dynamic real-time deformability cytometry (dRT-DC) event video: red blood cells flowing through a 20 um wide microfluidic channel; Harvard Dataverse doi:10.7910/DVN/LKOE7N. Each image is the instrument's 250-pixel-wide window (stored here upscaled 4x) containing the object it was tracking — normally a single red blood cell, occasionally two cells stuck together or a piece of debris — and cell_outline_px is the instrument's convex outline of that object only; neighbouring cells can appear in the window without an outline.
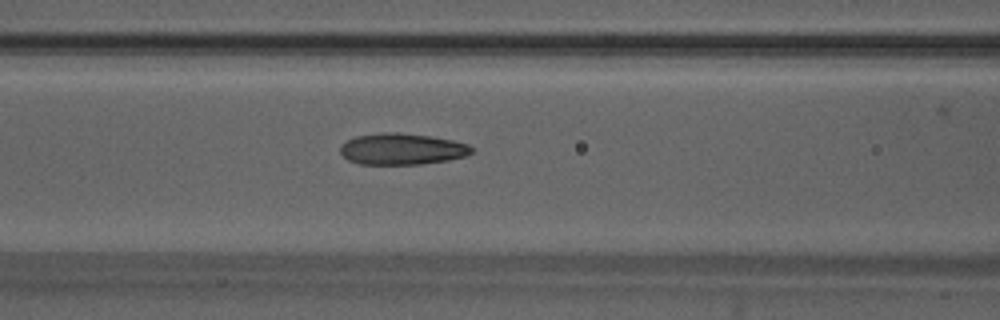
{"species": "Egyptian fruit bat (a non-hibernating species)", "species_latin": "Rousettus aegyptiacus", "temperature_condition": "warm", "stored_images_in_passage": 54, "camera_frame_rate_fps": 3000, "um_per_image_px": 0.085, "animal": {"sex": "male"}, "frame": {"image": 1, "passage_image": 22, "time_ms": 7.0, "image_size_px": [1000, 320], "cell_outline_px": [[476, 148], [472, 152], [464, 156], [448, 160], [420, 164], [360, 164], [348, 160], [340, 152], [340, 144], [356, 136], [384, 132], [396, 132], [432, 136], [452, 140], [468, 144]], "centroid_in_image_um": [34.17, 12.66], "position_along_channel_um": 132.4, "area_um2": 24.04}}
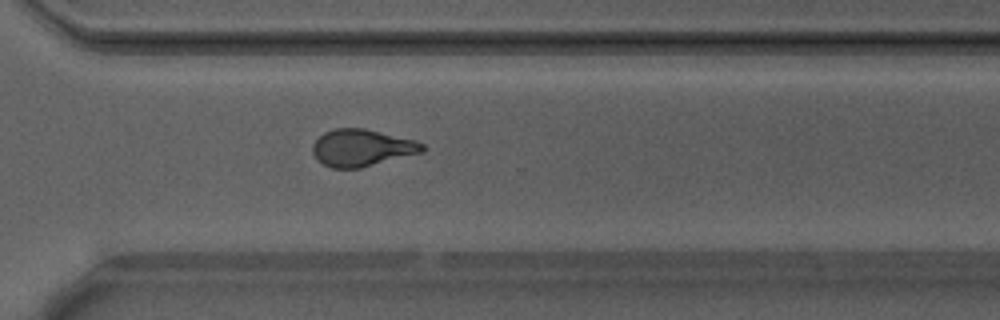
{"frame": {"image": 2, "passage_image": 38, "time_ms": 12.333, "image_size_px": [1000, 320], "cell_outline_px": [[424, 152], [360, 168], [332, 168], [324, 164], [312, 152], [312, 144], [324, 132], [332, 128], [364, 128], [416, 140], [424, 144]], "centroid_in_image_um": [30.77, 12.55], "position_along_channel_um": 339.8, "area_um2": 23.64}}
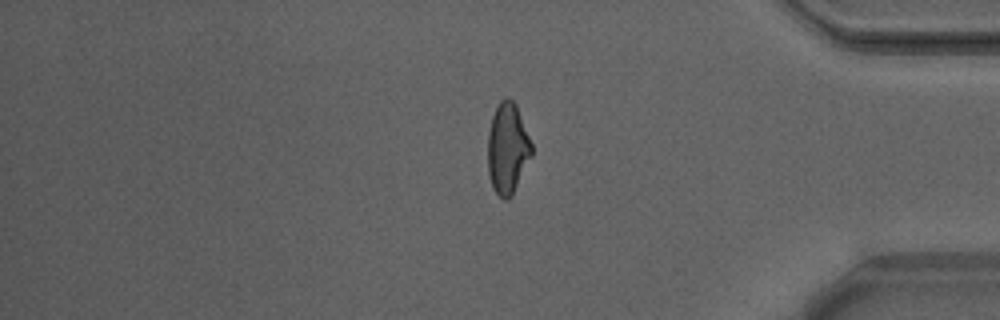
{"frame": {"image": 3, "passage_image": 44, "time_ms": 14.333, "image_size_px": [1000, 320], "cell_outline_px": [[532, 156], [512, 196], [508, 200], [504, 200], [492, 188], [488, 172], [488, 132], [492, 116], [500, 100], [504, 96], [508, 96], [516, 104], [532, 144]], "centroid_in_image_um": [43.14, 12.62], "position_along_channel_um": 392.1, "area_um2": 23.41}, "authors_computed_cell_mechanics": {"area_um2": 23.698, "velocity_mm_per_s": 3.8939, "shape_relaxation_time_tau1_ms": 5.5171, "shape_relaxation_time_tau2_ms": 1.6724, "deformation_change_tau1": 0.2016, "deformation_change_tau2": 0.0992}}